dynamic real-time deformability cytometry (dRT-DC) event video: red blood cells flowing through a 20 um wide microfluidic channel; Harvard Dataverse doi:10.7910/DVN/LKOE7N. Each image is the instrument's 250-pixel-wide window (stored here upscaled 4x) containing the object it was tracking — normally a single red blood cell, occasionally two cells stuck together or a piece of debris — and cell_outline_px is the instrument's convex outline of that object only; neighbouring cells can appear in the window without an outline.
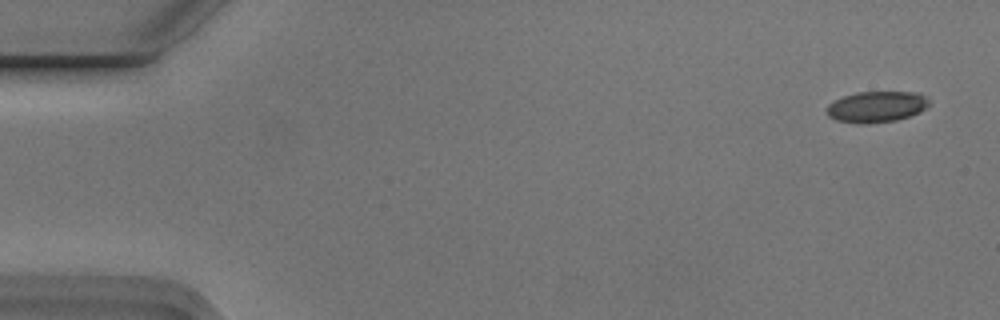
{"species": "Egyptian fruit bat (a non-hibernating species)", "species_latin": "Rousettus aegyptiacus", "temperature_condition": "cold", "stored_images_in_passage": 7, "camera_frame_rate_fps": 3000, "um_per_image_px": 0.085, "animal": {"sex": "male"}, "frame": {"image": 1, "passage_image": 1, "time_ms": 0.0, "image_size_px": [1000, 320], "cell_outline_px": [[928, 108], [912, 116], [896, 120], [864, 124], [856, 124], [836, 120], [828, 116], [828, 104], [844, 96], [856, 92], [920, 92], [928, 100]], "centroid_in_image_um": [74.53, 9.08], "position_along_channel_um": 10.5, "area_um2": 18.61}}
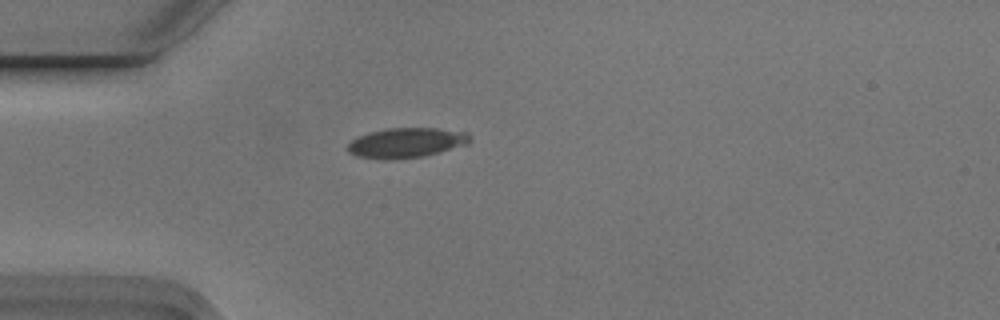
{"frame": {"image": 2, "passage_image": 4, "time_ms": 1.0, "image_size_px": [1000, 320], "cell_outline_px": [[472, 140], [468, 144], [424, 156], [356, 156], [348, 152], [348, 144], [352, 140], [360, 136], [372, 132], [388, 128], [436, 128], [468, 132]], "centroid_in_image_um": [34.64, 12.08], "position_along_channel_um": 50.4, "area_um2": 20.23}}